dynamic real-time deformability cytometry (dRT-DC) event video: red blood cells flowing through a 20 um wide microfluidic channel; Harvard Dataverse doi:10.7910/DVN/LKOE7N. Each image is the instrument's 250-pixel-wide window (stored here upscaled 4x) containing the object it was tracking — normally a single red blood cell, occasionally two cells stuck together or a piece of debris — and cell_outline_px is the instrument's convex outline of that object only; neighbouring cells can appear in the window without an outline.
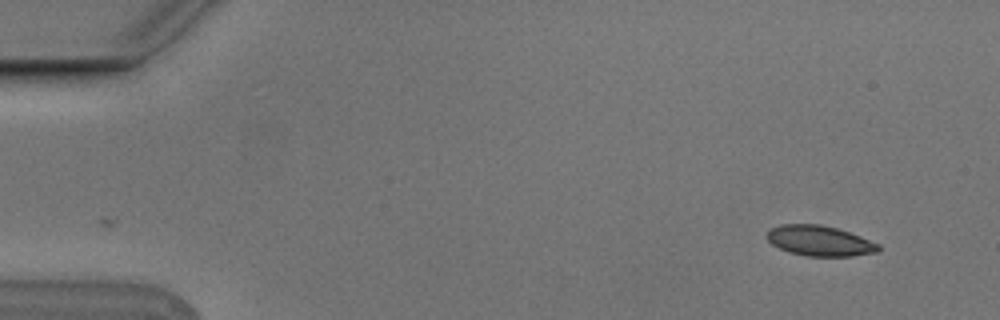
{"species": "Egyptian fruit bat (a non-hibernating species)", "species_latin": "Rousettus aegyptiacus", "temperature_condition": "cold", "stored_images_in_passage": 2, "camera_frame_rate_fps": 3000, "um_per_image_px": 0.085, "animal": {"sex": "male"}, "frame": {"image": 1, "passage_image": 2, "time_ms": 0.333, "image_size_px": [1000, 320], "cell_outline_px": [[880, 252], [852, 256], [808, 256], [788, 252], [772, 244], [768, 240], [768, 228], [780, 224], [820, 224], [836, 228], [860, 236], [880, 244]], "centroid_in_image_um": [69.68, 20.47], "position_along_channel_um": 15.3, "area_um2": 19.77}}